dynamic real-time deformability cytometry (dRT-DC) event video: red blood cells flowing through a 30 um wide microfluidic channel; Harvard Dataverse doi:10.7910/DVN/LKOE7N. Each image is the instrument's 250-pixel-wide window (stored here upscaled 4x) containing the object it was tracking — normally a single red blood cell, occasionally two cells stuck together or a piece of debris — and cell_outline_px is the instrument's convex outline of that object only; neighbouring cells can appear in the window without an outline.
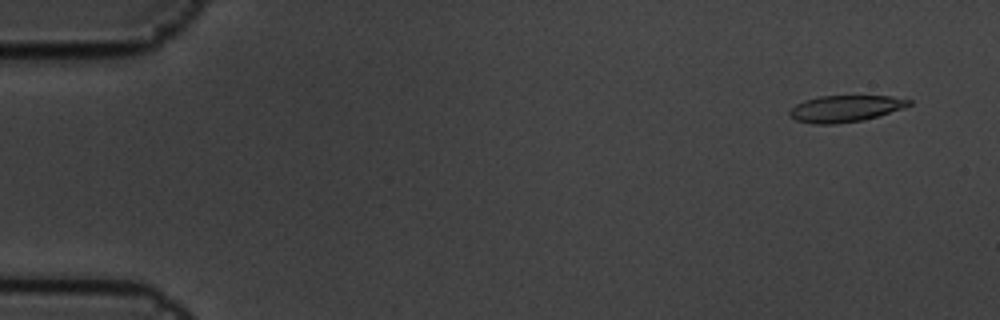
{"species": "common noctule bat (a hibernating species)", "species_latin": "Nyctalus noctula", "temperature_condition": "cold", "stored_images_in_passage": 12, "camera_frame_rate_fps": 3000, "um_per_image_px": 0.085, "animal": {"sex": "male", "body_mass_g": 19.5, "forearm_length_mm": 54.6}, "frame": {"image": 1, "passage_image": 1, "time_ms": 0.0, "image_size_px": [1000, 320], "cell_outline_px": [[912, 104], [904, 108], [864, 120], [836, 124], [812, 124], [796, 120], [788, 112], [796, 104], [804, 100], [820, 96], [892, 96], [912, 100]], "centroid_in_image_um": [71.87, 9.23], "position_along_channel_um": 13.1, "area_um2": 18.5}}
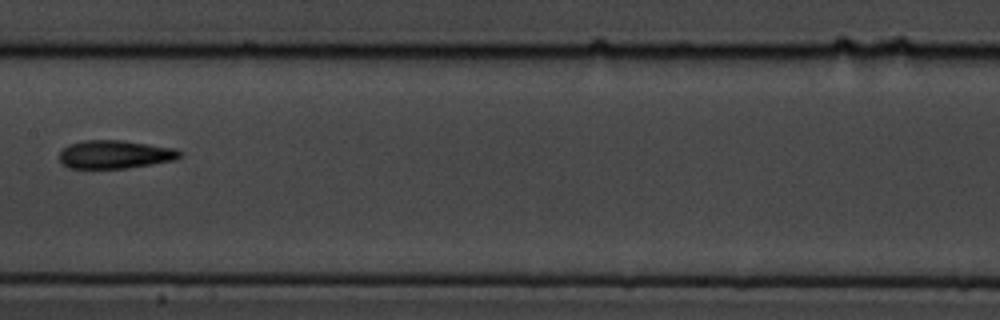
{"frame": {"image": 2, "passage_image": 8, "time_ms": 2.333, "image_size_px": [1000, 320], "cell_outline_px": [[184, 152], [176, 160], [128, 168], [68, 168], [60, 164], [60, 152], [68, 144], [84, 140], [120, 140], [176, 148]], "centroid_in_image_um": [9.78, 13.13], "position_along_channel_um": 197.6, "area_um2": 20.0}}
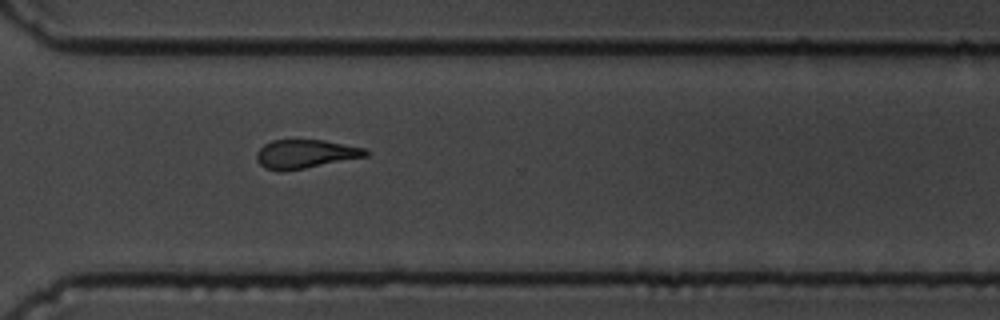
{"frame": {"image": 3, "passage_image": 12, "time_ms": 3.667, "image_size_px": [1000, 320], "cell_outline_px": [[368, 156], [304, 168], [280, 172], [264, 168], [256, 160], [256, 152], [264, 144], [272, 140], [324, 140], [368, 148]], "centroid_in_image_um": [25.95, 13.08], "position_along_channel_um": 344.7, "area_um2": 18.38}}